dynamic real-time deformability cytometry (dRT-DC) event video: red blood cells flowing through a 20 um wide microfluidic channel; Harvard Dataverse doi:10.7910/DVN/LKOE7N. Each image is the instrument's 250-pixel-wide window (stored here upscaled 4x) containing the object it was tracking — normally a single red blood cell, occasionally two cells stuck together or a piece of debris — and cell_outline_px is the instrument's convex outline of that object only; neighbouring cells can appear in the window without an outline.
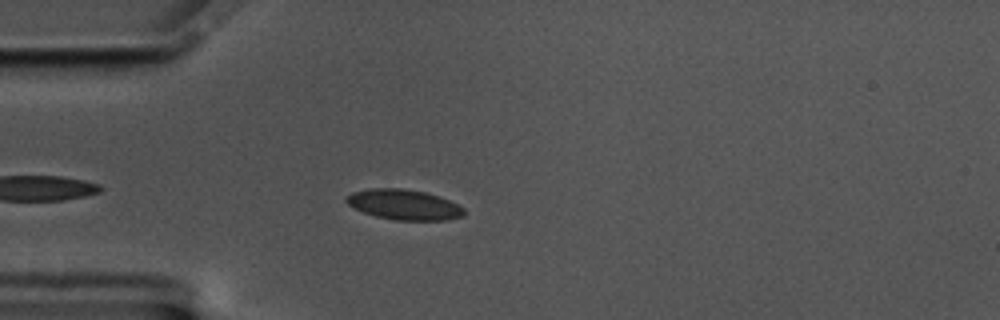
{"species": "common noctule bat (a hibernating species)", "species_latin": "Nyctalus noctula", "temperature_condition": "cold", "stored_images_in_passage": 33, "camera_frame_rate_fps": 3000, "um_per_image_px": 0.085, "animal": {"sex": "male", "body_mass_g": 17.5, "forearm_length_mm": 52.3}, "frame": {"image": 1, "passage_image": 6, "time_ms": 1.667, "image_size_px": [1000, 320], "cell_outline_px": [[464, 216], [448, 220], [396, 220], [376, 216], [364, 212], [348, 204], [344, 200], [352, 192], [368, 188], [404, 188], [424, 192], [448, 200], [464, 208]], "centroid_in_image_um": [34.33, 17.39], "position_along_channel_um": 50.7, "area_um2": 20.58}}
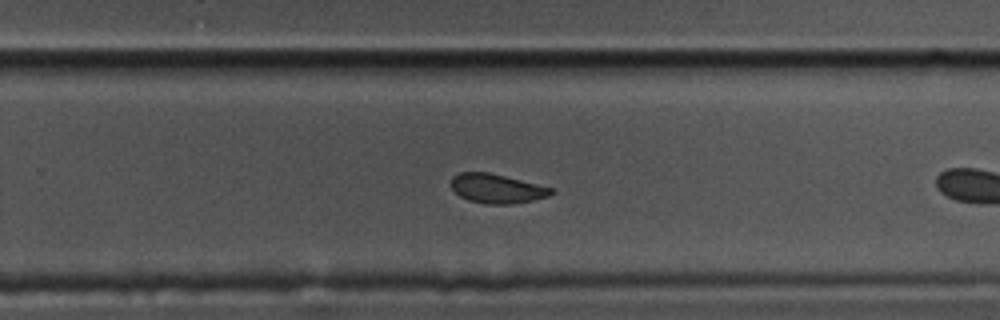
{"frame": {"image": 2, "passage_image": 24, "time_ms": 7.667, "image_size_px": [1000, 320], "cell_outline_px": [[556, 192], [548, 196], [532, 200], [508, 204], [484, 204], [468, 200], [460, 196], [452, 188], [452, 176], [460, 172], [488, 172], [556, 188]], "centroid_in_image_um": [42.27, 16.02], "position_along_channel_um": 287.5, "area_um2": 17.11}}